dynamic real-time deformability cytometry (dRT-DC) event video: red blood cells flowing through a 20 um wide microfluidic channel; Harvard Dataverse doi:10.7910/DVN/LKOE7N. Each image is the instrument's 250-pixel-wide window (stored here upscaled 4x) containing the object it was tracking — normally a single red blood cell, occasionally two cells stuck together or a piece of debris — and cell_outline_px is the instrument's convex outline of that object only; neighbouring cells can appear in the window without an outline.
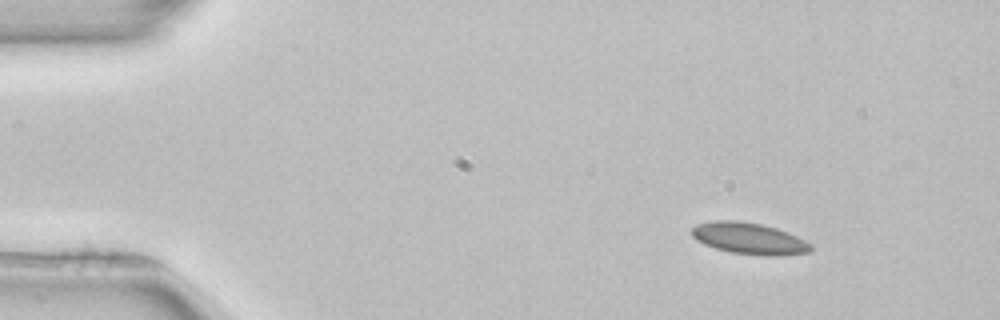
{"species": "common noctule bat (a hibernating species)", "species_latin": "Nyctalus noctula", "temperature_condition": "room temperature", "stored_images_in_passage": 47, "camera_frame_rate_fps": 3000, "um_per_image_px": 0.085, "animal": {"sex": "female", "body_mass_g": 22.7, "forearm_length_mm": 54.2}, "frame": {"image": 1, "passage_image": 1, "time_ms": 0.0, "image_size_px": [1000, 320], "cell_outline_px": [[812, 248], [808, 252], [776, 256], [764, 256], [732, 252], [716, 248], [704, 244], [696, 240], [692, 236], [692, 228], [696, 224], [716, 220], [740, 220], [760, 224], [776, 228], [796, 236], [812, 244]], "centroid_in_image_um": [63.66, 20.26], "position_along_channel_um": 21.3, "area_um2": 21.73}}
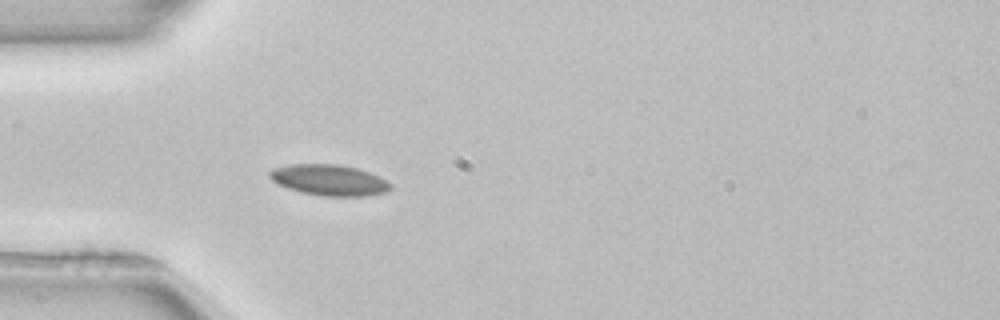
{"frame": {"image": 2, "passage_image": 10, "time_ms": 3.0, "image_size_px": [1000, 320], "cell_outline_px": [[392, 188], [388, 192], [364, 196], [324, 196], [300, 192], [288, 188], [272, 180], [268, 176], [268, 172], [272, 168], [288, 164], [340, 164], [356, 168], [380, 176], [388, 180], [392, 184]], "centroid_in_image_um": [28.0, 15.3], "position_along_channel_um": 57.0, "area_um2": 22.02}}
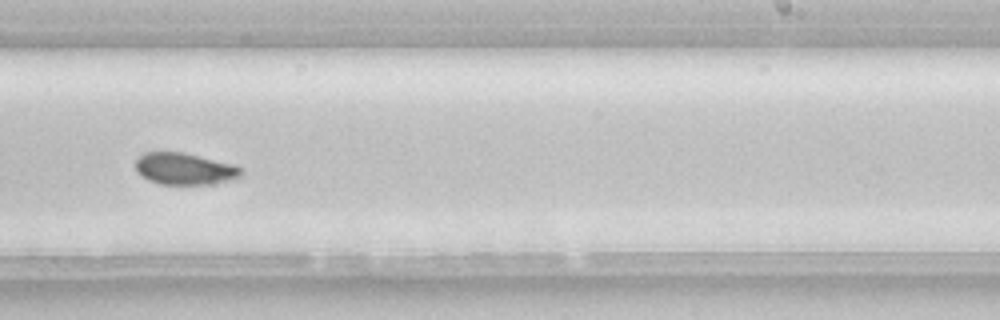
{"frame": {"image": 3, "passage_image": 27, "time_ms": 8.667, "image_size_px": [1000, 320], "cell_outline_px": [[244, 176], [236, 180], [208, 184], [160, 184], [148, 180], [136, 168], [136, 160], [144, 152], [184, 152], [236, 164], [244, 172]], "centroid_in_image_um": [15.8, 14.35], "position_along_channel_um": 273.2, "area_um2": 19.77}, "authors_computed_cell_mechanics": {"area_um2": 20.6346, "velocity_mm_per_s": 3.9272, "shape_relaxation_time_tau1_ms": 6.1665, "shape_relaxation_time_tau2_ms": 3.3121, "deformation_change_tau1": 0.12, "deformation_change_tau2": 0.0633}}